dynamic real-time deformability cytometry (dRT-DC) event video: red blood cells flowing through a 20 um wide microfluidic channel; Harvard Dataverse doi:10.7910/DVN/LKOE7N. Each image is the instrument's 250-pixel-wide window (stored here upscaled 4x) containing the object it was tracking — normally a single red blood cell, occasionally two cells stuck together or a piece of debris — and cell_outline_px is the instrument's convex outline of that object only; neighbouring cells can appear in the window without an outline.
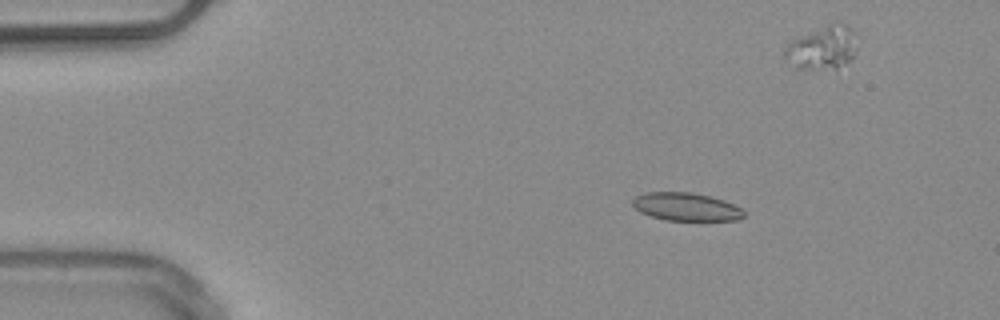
{"species": "common noctule bat (a hibernating species)", "species_latin": "Nyctalus noctula", "temperature_condition": "warm", "stored_images_in_passage": 46, "camera_frame_rate_fps": 3000, "um_per_image_px": 0.085, "animal": {"sex": "male", "body_mass_g": 20.4}, "frame": {"image": 1, "passage_image": 2, "time_ms": 0.333, "image_size_px": [1000, 320], "cell_outline_px": [[744, 216], [740, 220], [664, 220], [640, 212], [632, 204], [632, 200], [636, 196], [644, 192], [692, 192], [724, 200], [740, 208], [744, 212]], "centroid_in_image_um": [58.3, 17.57], "position_along_channel_um": 26.7, "area_um2": 18.09}}
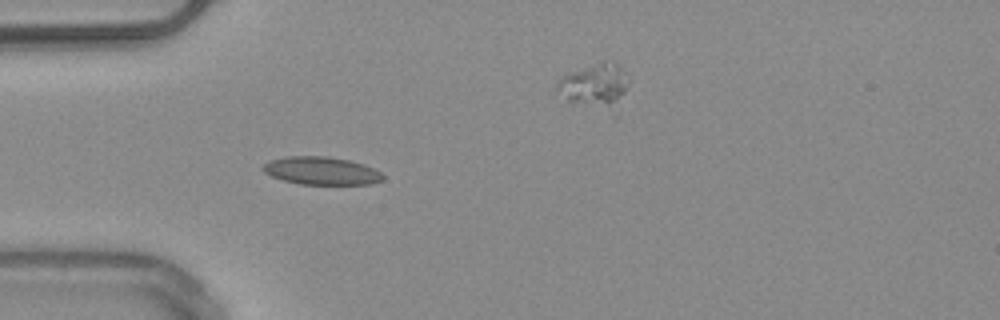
{"frame": {"image": 2, "passage_image": 9, "time_ms": 2.667, "image_size_px": [1000, 320], "cell_outline_px": [[384, 180], [372, 184], [300, 184], [284, 180], [272, 176], [264, 172], [260, 168], [268, 160], [288, 156], [328, 156], [348, 160], [364, 164], [380, 172], [384, 176]], "centroid_in_image_um": [27.31, 14.51], "position_along_channel_um": 57.7, "area_um2": 19.54}, "authors_computed_cell_mechanics": {"area_um2": 18.0914, "velocity_mm_per_s": 3.9966, "shape_relaxation_time_tau1_ms": null, "shape_relaxation_time_tau2_ms": 1.4199, "deformation_change_tau1": null, "deformation_change_tau2": 0.0688}}